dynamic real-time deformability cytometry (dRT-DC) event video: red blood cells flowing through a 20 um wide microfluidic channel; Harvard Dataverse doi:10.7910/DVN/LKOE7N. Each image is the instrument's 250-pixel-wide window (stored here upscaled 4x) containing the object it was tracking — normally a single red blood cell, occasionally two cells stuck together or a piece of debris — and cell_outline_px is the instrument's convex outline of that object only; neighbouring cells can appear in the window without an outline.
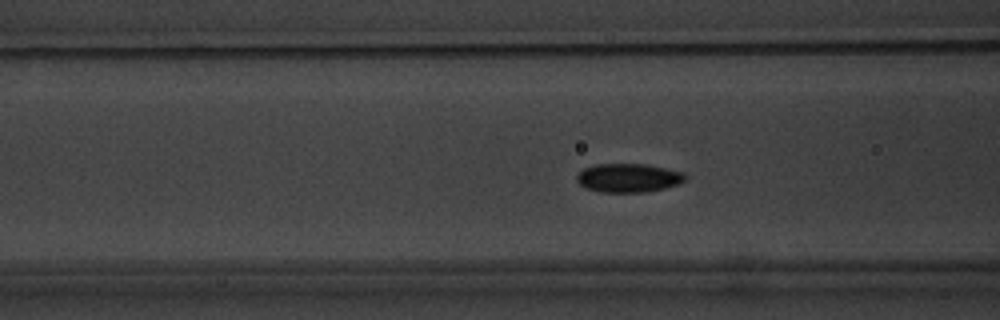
{"species": "common noctule bat (a hibernating species)", "species_latin": "Nyctalus noctula", "temperature_condition": "warm", "stored_images_in_passage": 47, "camera_frame_rate_fps": 3000, "um_per_image_px": 0.085, "animal": {"sex": "male", "body_mass_g": 20.1, "forearm_length_mm": 53.5}, "frame": {"image": 1, "passage_image": 12, "time_ms": 3.667, "image_size_px": [1000, 320], "cell_outline_px": [[688, 176], [680, 184], [664, 188], [644, 192], [600, 192], [584, 188], [576, 180], [576, 172], [584, 168], [596, 164], [648, 164], [684, 172]], "centroid_in_image_um": [53.4, 15.11], "position_along_channel_um": 113.2, "area_um2": 18.44}}
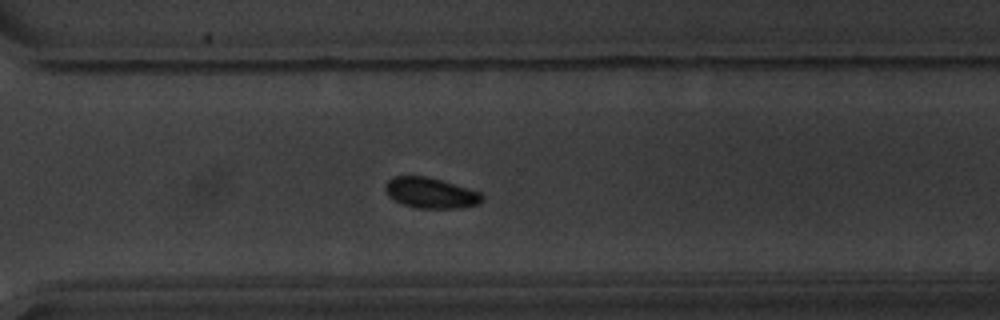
{"frame": {"image": 2, "passage_image": 31, "time_ms": 10.0, "image_size_px": [1000, 320], "cell_outline_px": [[484, 200], [480, 204], [460, 208], [416, 208], [404, 204], [388, 196], [384, 188], [384, 184], [388, 180], [396, 176], [428, 176], [480, 192], [484, 196]], "centroid_in_image_um": [36.62, 16.4], "position_along_channel_um": 334.0, "area_um2": 17.28}}
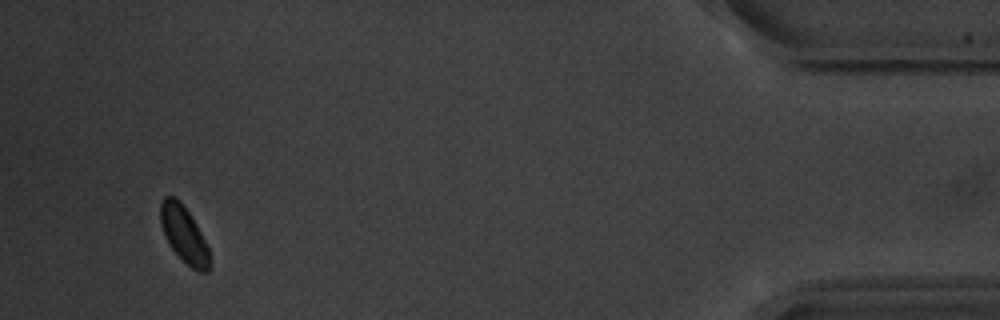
{"frame": {"image": 3, "passage_image": 44, "time_ms": 14.333, "image_size_px": [1000, 320], "cell_outline_px": [[208, 272], [200, 272], [192, 268], [172, 248], [164, 236], [160, 224], [160, 204], [164, 196], [176, 196], [180, 200], [188, 212], [200, 232], [208, 248]], "centroid_in_image_um": [15.58, 19.86], "position_along_channel_um": 419.6, "area_um2": 15.72}, "authors_computed_cell_mechanics": {"area_um2": 17.2822, "velocity_mm_per_s": 3.4872, "shape_relaxation_time_tau1_ms": 3.719, "shape_relaxation_time_tau2_ms": null, "deformation_change_tau1": 0.145, "deformation_change_tau2": null}}